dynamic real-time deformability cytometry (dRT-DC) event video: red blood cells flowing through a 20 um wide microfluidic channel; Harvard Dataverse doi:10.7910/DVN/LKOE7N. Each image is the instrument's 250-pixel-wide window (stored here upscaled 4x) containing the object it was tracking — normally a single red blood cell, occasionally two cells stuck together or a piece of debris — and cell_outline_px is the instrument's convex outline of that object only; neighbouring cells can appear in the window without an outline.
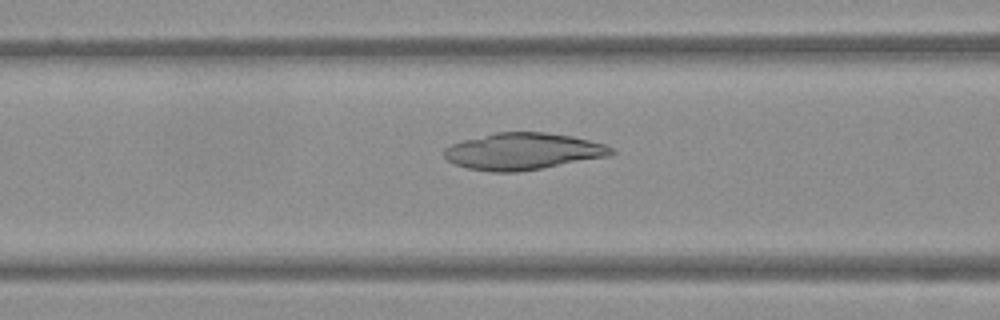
{"species": "Egyptian fruit bat (a non-hibernating species)", "species_latin": "Rousettus aegyptiacus", "temperature_condition": "warm", "stored_images_in_passage": 43, "camera_frame_rate_fps": 3000, "um_per_image_px": 0.085, "frame": {"image": 1, "passage_image": 12, "time_ms": 3.667, "image_size_px": [1000, 320], "cell_outline_px": [[616, 152], [608, 156], [544, 168], [520, 172], [488, 172], [468, 168], [456, 164], [448, 160], [444, 156], [444, 148], [452, 144], [464, 140], [496, 132], [548, 132], [572, 136], [604, 144], [612, 148]], "centroid_in_image_um": [44.46, 12.87], "position_along_channel_um": 122.1, "area_um2": 35.78}}
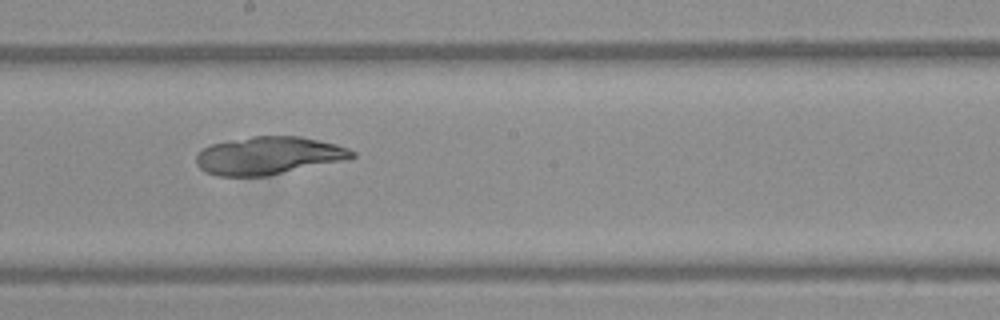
{"frame": {"image": 2, "passage_image": 20, "time_ms": 6.333, "image_size_px": [1000, 320], "cell_outline_px": [[356, 156], [344, 160], [268, 176], [216, 176], [204, 172], [196, 164], [196, 156], [204, 148], [212, 144], [228, 140], [252, 136], [300, 136], [336, 144], [348, 148], [356, 152]], "centroid_in_image_um": [22.81, 13.23], "position_along_channel_um": 225.4, "area_um2": 34.39}}
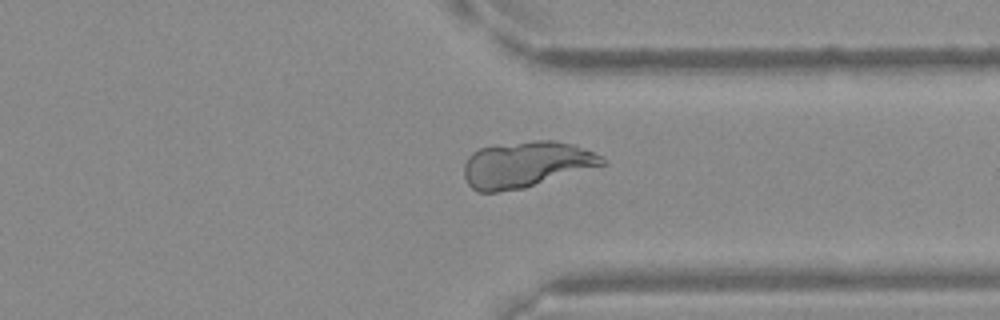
{"frame": {"image": 3, "passage_image": 31, "time_ms": 10.0, "image_size_px": [1000, 320], "cell_outline_px": [[608, 164], [524, 188], [496, 192], [476, 192], [468, 184], [464, 176], [464, 164], [468, 156], [472, 152], [480, 148], [532, 140], [556, 140], [572, 144], [604, 156], [608, 160]], "centroid_in_image_um": [44.75, 13.98], "position_along_channel_um": 366.7, "area_um2": 37.28}}